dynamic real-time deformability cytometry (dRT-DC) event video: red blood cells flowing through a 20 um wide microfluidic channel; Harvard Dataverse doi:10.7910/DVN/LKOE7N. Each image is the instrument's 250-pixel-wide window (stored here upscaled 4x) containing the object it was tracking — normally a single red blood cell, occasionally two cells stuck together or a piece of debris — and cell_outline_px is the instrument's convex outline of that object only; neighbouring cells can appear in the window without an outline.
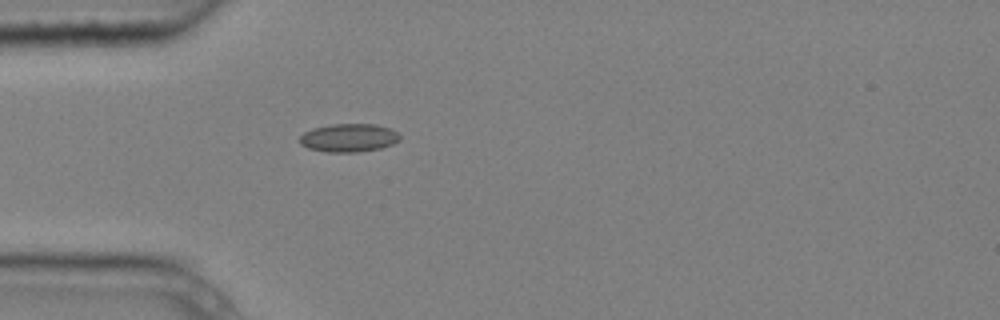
{"species": "common noctule bat (a hibernating species)", "species_latin": "Nyctalus noctula", "temperature_condition": "cold", "stored_images_in_passage": 1, "camera_frame_rate_fps": 3000, "um_per_image_px": 0.085, "animal": {"sex": "male", "body_mass_g": 20.4}, "frame": {"image": 1, "passage_image": 1, "time_ms": 0.0, "image_size_px": [1000, 320], "cell_outline_px": [[400, 140], [392, 144], [380, 148], [356, 152], [328, 152], [308, 148], [300, 144], [300, 136], [304, 132], [312, 128], [332, 124], [376, 124], [392, 128], [400, 136]], "centroid_in_image_um": [29.65, 11.7], "position_along_channel_um": 55.4, "area_um2": 16.53}}